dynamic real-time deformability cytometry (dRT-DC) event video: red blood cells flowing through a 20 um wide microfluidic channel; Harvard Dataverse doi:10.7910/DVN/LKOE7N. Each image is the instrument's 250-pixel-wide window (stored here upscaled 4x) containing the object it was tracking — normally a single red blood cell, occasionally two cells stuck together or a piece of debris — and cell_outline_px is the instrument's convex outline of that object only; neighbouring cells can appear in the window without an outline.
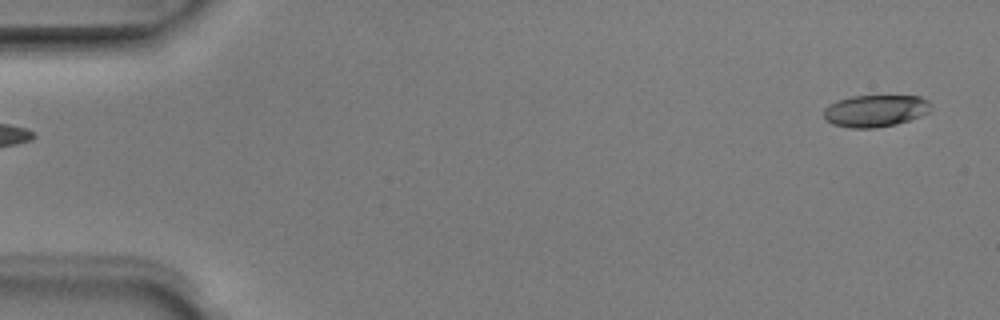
{"species": "Egyptian fruit bat (a non-hibernating species)", "species_latin": "Rousettus aegyptiacus", "temperature_condition": "room temperature", "stored_images_in_passage": 2, "segment_of_instrument_passage": [2, 2], "camera_frame_rate_fps": 3000, "um_per_image_px": 0.085, "animal": {"sex": "male"}, "frame": {"image": 1, "passage_image": 2, "time_ms": 0.333, "image_size_px": [1000, 320], "cell_outline_px": [[928, 112], [920, 116], [896, 124], [876, 128], [848, 128], [832, 124], [824, 116], [824, 108], [828, 104], [836, 100], [852, 96], [920, 96], [928, 100]], "centroid_in_image_um": [74.35, 9.42], "position_along_channel_um": 10.7, "area_um2": 19.88}}